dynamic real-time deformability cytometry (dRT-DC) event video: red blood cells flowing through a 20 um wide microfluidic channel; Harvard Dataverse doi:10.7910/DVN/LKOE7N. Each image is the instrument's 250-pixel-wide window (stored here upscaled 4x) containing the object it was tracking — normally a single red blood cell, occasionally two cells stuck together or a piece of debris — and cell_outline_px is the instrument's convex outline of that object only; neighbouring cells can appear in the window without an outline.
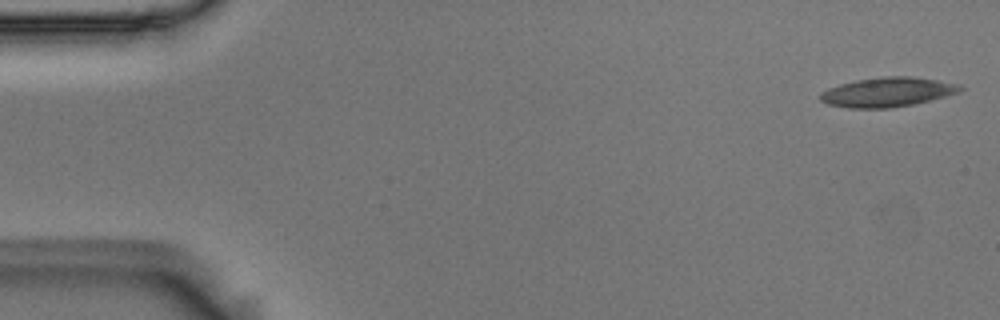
{"species": "Egyptian fruit bat (a non-hibernating species)", "species_latin": "Rousettus aegyptiacus", "temperature_condition": "room temperature", "stored_images_in_passage": 3, "camera_frame_rate_fps": 3000, "um_per_image_px": 0.085, "animal": {"sex": "male"}, "frame": {"image": 1, "passage_image": 1, "time_ms": 0.0, "image_size_px": [1000, 320], "cell_outline_px": [[964, 88], [956, 92], [944, 96], [912, 104], [888, 108], [848, 108], [828, 104], [820, 100], [820, 92], [828, 88], [840, 84], [856, 80], [880, 76], [912, 76], [936, 80], [956, 84]], "centroid_in_image_um": [75.35, 7.82], "position_along_channel_um": 9.6, "area_um2": 23.7}}